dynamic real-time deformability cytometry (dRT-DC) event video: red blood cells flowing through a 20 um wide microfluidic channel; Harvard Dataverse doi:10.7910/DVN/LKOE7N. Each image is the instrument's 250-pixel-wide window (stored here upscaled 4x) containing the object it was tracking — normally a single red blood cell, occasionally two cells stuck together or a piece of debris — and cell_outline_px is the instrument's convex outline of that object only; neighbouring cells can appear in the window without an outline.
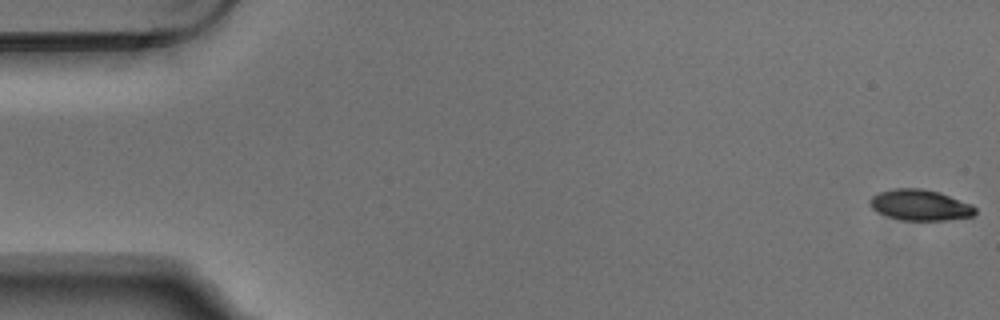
{"species": "Egyptian fruit bat (a non-hibernating species)", "species_latin": "Rousettus aegyptiacus", "temperature_condition": "warm", "stored_images_in_passage": 5, "camera_frame_rate_fps": 3000, "um_per_image_px": 0.085, "animal": {"sex": "male"}, "frame": {"image": 1, "passage_image": 1, "time_ms": 0.0, "image_size_px": [1000, 320], "cell_outline_px": [[976, 212], [972, 216], [944, 220], [904, 220], [888, 216], [876, 212], [868, 204], [868, 200], [872, 196], [880, 192], [896, 188], [920, 188], [940, 192], [972, 204], [976, 208]], "centroid_in_image_um": [78.19, 17.42], "position_along_channel_um": 6.8, "area_um2": 18.96}}